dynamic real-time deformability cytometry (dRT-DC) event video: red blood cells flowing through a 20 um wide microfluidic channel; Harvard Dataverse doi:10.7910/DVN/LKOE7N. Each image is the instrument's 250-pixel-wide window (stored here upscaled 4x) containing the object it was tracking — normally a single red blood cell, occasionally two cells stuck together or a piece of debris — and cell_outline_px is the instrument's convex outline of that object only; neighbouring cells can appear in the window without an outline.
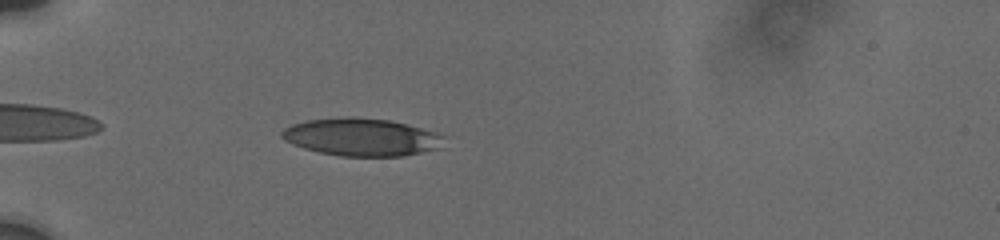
{"species": "human", "species_latin": "Homo sapiens", "temperature_condition": "cold", "stored_images_in_passage": 46, "camera_frame_rate_fps": 3000, "um_per_image_px": 0.085, "donor": {"sex": "male"}, "frame": {"image": 1, "passage_image": 4, "time_ms": 0.667, "image_size_px": [1000, 240], "cell_outline_px": [[448, 136], [436, 148], [404, 156], [340, 156], [320, 152], [304, 148], [292, 144], [284, 140], [280, 136], [280, 132], [284, 128], [292, 124], [304, 120], [344, 116], [348, 116], [388, 120], [436, 132]], "centroid_in_image_um": [30.66, 11.64], "position_along_channel_um": 54.3, "area_um2": 35.55}}
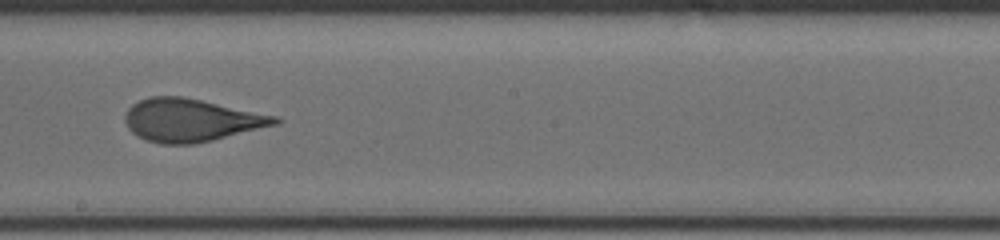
{"frame": {"image": 2, "passage_image": 21, "time_ms": 6.0, "image_size_px": [1000, 240], "cell_outline_px": [[284, 120], [280, 124], [212, 140], [192, 144], [160, 144], [136, 136], [128, 128], [124, 120], [124, 116], [128, 108], [132, 104], [148, 96], [180, 96], [200, 100], [276, 116]], "centroid_in_image_um": [16.22, 10.22], "position_along_channel_um": 232.0, "area_um2": 37.34}}
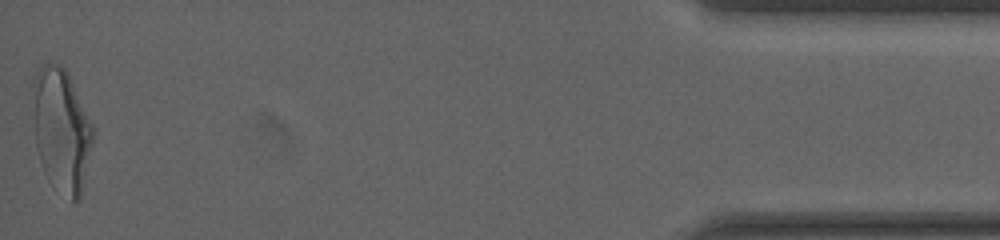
{"frame": {"image": 3, "passage_image": 46, "time_ms": 13.333, "image_size_px": [1000, 240], "cell_outline_px": [[96, 128], [80, 200], [72, 204], [48, 180], [44, 172], [36, 148], [32, 84], [32, 80], [36, 72], [44, 64], [60, 64], [68, 72]], "centroid_in_image_um": [5.26, 11.07], "position_along_channel_um": 429.9, "area_um2": 43.93}, "authors_computed_cell_mechanics": {"area_um2": 37.3099, "velocity_mm_per_s": 3.7489, "shape_relaxation_time_tau1_ms": 8.2835, "shape_relaxation_time_tau2_ms": 0.8238, "deformation_change_tau1": 0.2192, "deformation_change_tau2": 0.0829}}